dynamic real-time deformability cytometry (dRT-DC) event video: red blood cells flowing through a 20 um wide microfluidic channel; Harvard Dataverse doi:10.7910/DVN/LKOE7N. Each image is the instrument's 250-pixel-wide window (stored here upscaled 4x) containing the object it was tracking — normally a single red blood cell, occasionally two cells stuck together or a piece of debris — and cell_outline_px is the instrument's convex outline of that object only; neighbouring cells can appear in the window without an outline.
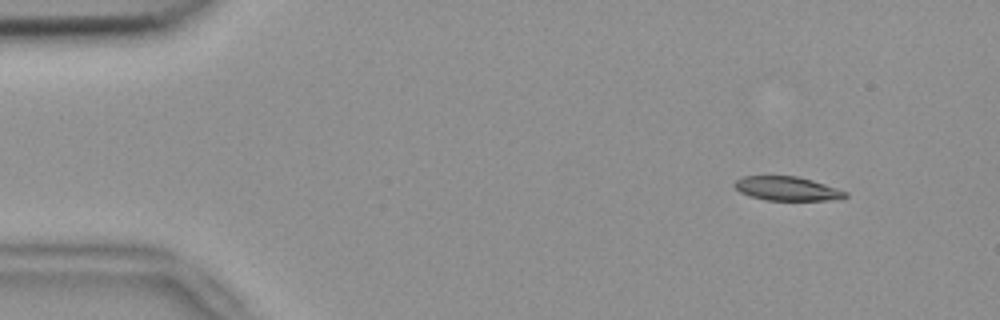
{"species": "common noctule bat (a hibernating species)", "species_latin": "Nyctalus noctula", "temperature_condition": "room temperature", "stored_images_in_passage": 45, "camera_frame_rate_fps": 3000, "um_per_image_px": 0.085, "animal": {"sex": "female", "body_mass_g": 18.4}, "frame": {"image": 1, "passage_image": 6, "time_ms": 1.667, "image_size_px": [1000, 320], "cell_outline_px": [[848, 196], [828, 200], [764, 200], [740, 192], [732, 184], [736, 180], [744, 176], [796, 176], [812, 180], [848, 192]], "centroid_in_image_um": [66.88, 16.03], "position_along_channel_um": 18.1, "area_um2": 15.32}}
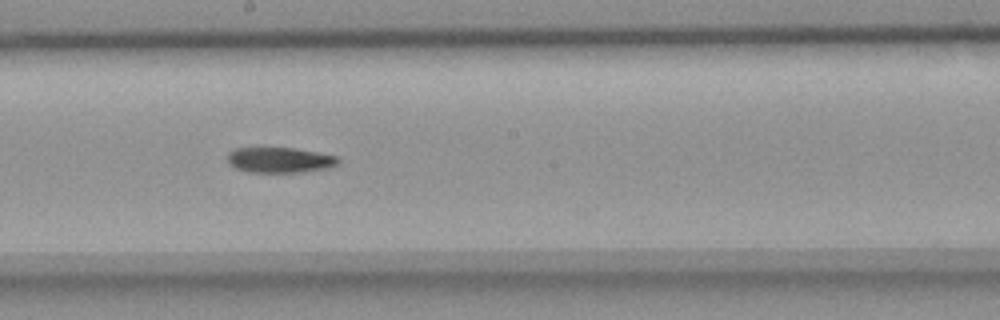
{"frame": {"image": 2, "passage_image": 30, "time_ms": 9.667, "image_size_px": [1000, 320], "cell_outline_px": [[340, 160], [332, 168], [300, 172], [248, 172], [236, 168], [228, 164], [228, 152], [236, 148], [260, 144], [292, 148], [340, 156]], "centroid_in_image_um": [23.73, 13.55], "position_along_channel_um": 224.5, "area_um2": 17.28}}
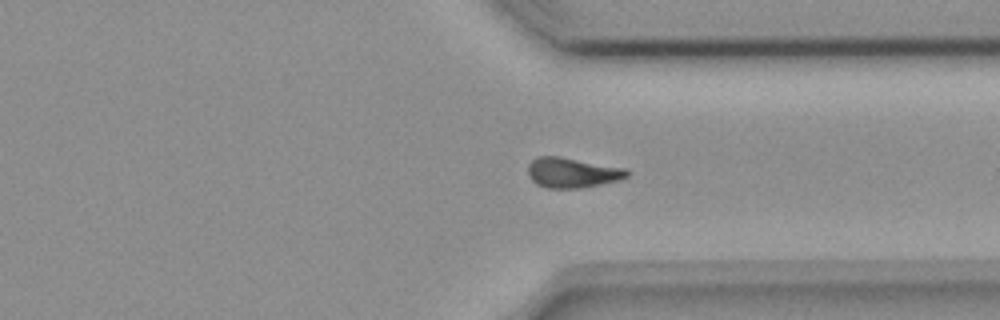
{"frame": {"image": 3, "passage_image": 41, "time_ms": 13.333, "image_size_px": [1000, 320], "cell_outline_px": [[632, 172], [628, 176], [616, 180], [600, 184], [580, 188], [548, 188], [536, 184], [528, 176], [528, 164], [536, 156], [560, 156], [628, 168]], "centroid_in_image_um": [48.65, 14.66], "position_along_channel_um": 362.8, "area_um2": 17.57}}